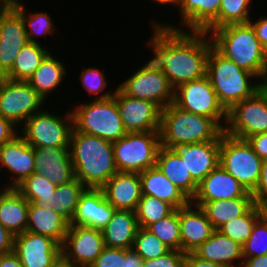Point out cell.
<instances>
[{
  "instance_id": "obj_1",
  "label": "cell",
  "mask_w": 267,
  "mask_h": 267,
  "mask_svg": "<svg viewBox=\"0 0 267 267\" xmlns=\"http://www.w3.org/2000/svg\"><path fill=\"white\" fill-rule=\"evenodd\" d=\"M151 27L153 34L146 44L152 48L154 57L148 62L162 70L174 89L206 76L207 58L213 47L207 32H187L182 26L177 28L156 21Z\"/></svg>"
},
{
  "instance_id": "obj_2",
  "label": "cell",
  "mask_w": 267,
  "mask_h": 267,
  "mask_svg": "<svg viewBox=\"0 0 267 267\" xmlns=\"http://www.w3.org/2000/svg\"><path fill=\"white\" fill-rule=\"evenodd\" d=\"M69 152L75 178L86 188L101 189L118 172L110 141L73 128Z\"/></svg>"
},
{
  "instance_id": "obj_3",
  "label": "cell",
  "mask_w": 267,
  "mask_h": 267,
  "mask_svg": "<svg viewBox=\"0 0 267 267\" xmlns=\"http://www.w3.org/2000/svg\"><path fill=\"white\" fill-rule=\"evenodd\" d=\"M209 35L213 47L225 58L261 78V82L267 78V51L250 23L227 25Z\"/></svg>"
},
{
  "instance_id": "obj_4",
  "label": "cell",
  "mask_w": 267,
  "mask_h": 267,
  "mask_svg": "<svg viewBox=\"0 0 267 267\" xmlns=\"http://www.w3.org/2000/svg\"><path fill=\"white\" fill-rule=\"evenodd\" d=\"M224 130L212 119L178 108L174 103L161 111L159 137L161 146H178L215 141Z\"/></svg>"
},
{
  "instance_id": "obj_5",
  "label": "cell",
  "mask_w": 267,
  "mask_h": 267,
  "mask_svg": "<svg viewBox=\"0 0 267 267\" xmlns=\"http://www.w3.org/2000/svg\"><path fill=\"white\" fill-rule=\"evenodd\" d=\"M208 76L219 102L228 111L235 103L252 97L262 88V82L251 79L254 74L240 68L235 62L225 58L214 47L207 58Z\"/></svg>"
},
{
  "instance_id": "obj_6",
  "label": "cell",
  "mask_w": 267,
  "mask_h": 267,
  "mask_svg": "<svg viewBox=\"0 0 267 267\" xmlns=\"http://www.w3.org/2000/svg\"><path fill=\"white\" fill-rule=\"evenodd\" d=\"M71 110L73 128L88 135L115 142L127 134L114 97L95 99Z\"/></svg>"
},
{
  "instance_id": "obj_7",
  "label": "cell",
  "mask_w": 267,
  "mask_h": 267,
  "mask_svg": "<svg viewBox=\"0 0 267 267\" xmlns=\"http://www.w3.org/2000/svg\"><path fill=\"white\" fill-rule=\"evenodd\" d=\"M118 172L141 173L156 166L159 131L127 132L112 142Z\"/></svg>"
},
{
  "instance_id": "obj_8",
  "label": "cell",
  "mask_w": 267,
  "mask_h": 267,
  "mask_svg": "<svg viewBox=\"0 0 267 267\" xmlns=\"http://www.w3.org/2000/svg\"><path fill=\"white\" fill-rule=\"evenodd\" d=\"M262 161L247 140L221 134L219 164L250 193L259 182Z\"/></svg>"
},
{
  "instance_id": "obj_9",
  "label": "cell",
  "mask_w": 267,
  "mask_h": 267,
  "mask_svg": "<svg viewBox=\"0 0 267 267\" xmlns=\"http://www.w3.org/2000/svg\"><path fill=\"white\" fill-rule=\"evenodd\" d=\"M64 119V120H63ZM21 126L19 132L25 141L33 148L55 147L69 148L73 130L72 112H67L63 118L47 110L35 113Z\"/></svg>"
},
{
  "instance_id": "obj_10",
  "label": "cell",
  "mask_w": 267,
  "mask_h": 267,
  "mask_svg": "<svg viewBox=\"0 0 267 267\" xmlns=\"http://www.w3.org/2000/svg\"><path fill=\"white\" fill-rule=\"evenodd\" d=\"M174 104L187 112L212 118L223 130L226 126L227 110L207 75L179 85L174 90Z\"/></svg>"
},
{
  "instance_id": "obj_11",
  "label": "cell",
  "mask_w": 267,
  "mask_h": 267,
  "mask_svg": "<svg viewBox=\"0 0 267 267\" xmlns=\"http://www.w3.org/2000/svg\"><path fill=\"white\" fill-rule=\"evenodd\" d=\"M224 132L243 140L267 132V93L263 88L252 97L235 103L227 111Z\"/></svg>"
},
{
  "instance_id": "obj_12",
  "label": "cell",
  "mask_w": 267,
  "mask_h": 267,
  "mask_svg": "<svg viewBox=\"0 0 267 267\" xmlns=\"http://www.w3.org/2000/svg\"><path fill=\"white\" fill-rule=\"evenodd\" d=\"M118 88L125 95L151 101L162 110L174 103L175 89L162 70L154 68L149 62L119 84Z\"/></svg>"
},
{
  "instance_id": "obj_13",
  "label": "cell",
  "mask_w": 267,
  "mask_h": 267,
  "mask_svg": "<svg viewBox=\"0 0 267 267\" xmlns=\"http://www.w3.org/2000/svg\"><path fill=\"white\" fill-rule=\"evenodd\" d=\"M45 101L27 81L0 79V116L16 126L42 111Z\"/></svg>"
},
{
  "instance_id": "obj_14",
  "label": "cell",
  "mask_w": 267,
  "mask_h": 267,
  "mask_svg": "<svg viewBox=\"0 0 267 267\" xmlns=\"http://www.w3.org/2000/svg\"><path fill=\"white\" fill-rule=\"evenodd\" d=\"M105 247L100 230L69 226L62 245V262L69 266L89 267Z\"/></svg>"
},
{
  "instance_id": "obj_15",
  "label": "cell",
  "mask_w": 267,
  "mask_h": 267,
  "mask_svg": "<svg viewBox=\"0 0 267 267\" xmlns=\"http://www.w3.org/2000/svg\"><path fill=\"white\" fill-rule=\"evenodd\" d=\"M13 251L23 267H57L62 263V246L45 235L28 231L16 235Z\"/></svg>"
},
{
  "instance_id": "obj_16",
  "label": "cell",
  "mask_w": 267,
  "mask_h": 267,
  "mask_svg": "<svg viewBox=\"0 0 267 267\" xmlns=\"http://www.w3.org/2000/svg\"><path fill=\"white\" fill-rule=\"evenodd\" d=\"M28 43L22 16L8 3L0 5V74L11 69L20 50Z\"/></svg>"
},
{
  "instance_id": "obj_17",
  "label": "cell",
  "mask_w": 267,
  "mask_h": 267,
  "mask_svg": "<svg viewBox=\"0 0 267 267\" xmlns=\"http://www.w3.org/2000/svg\"><path fill=\"white\" fill-rule=\"evenodd\" d=\"M113 97L127 132L159 131L162 109L157 104L125 95L118 87Z\"/></svg>"
},
{
  "instance_id": "obj_18",
  "label": "cell",
  "mask_w": 267,
  "mask_h": 267,
  "mask_svg": "<svg viewBox=\"0 0 267 267\" xmlns=\"http://www.w3.org/2000/svg\"><path fill=\"white\" fill-rule=\"evenodd\" d=\"M34 148L18 133L11 141L0 146V168L12 172L9 185L6 188H16L26 178L35 172ZM16 175V176H15Z\"/></svg>"
},
{
  "instance_id": "obj_19",
  "label": "cell",
  "mask_w": 267,
  "mask_h": 267,
  "mask_svg": "<svg viewBox=\"0 0 267 267\" xmlns=\"http://www.w3.org/2000/svg\"><path fill=\"white\" fill-rule=\"evenodd\" d=\"M115 210L107 201L102 189L86 188L79 197L76 212L69 226H87L102 231Z\"/></svg>"
},
{
  "instance_id": "obj_20",
  "label": "cell",
  "mask_w": 267,
  "mask_h": 267,
  "mask_svg": "<svg viewBox=\"0 0 267 267\" xmlns=\"http://www.w3.org/2000/svg\"><path fill=\"white\" fill-rule=\"evenodd\" d=\"M181 251L194 252L215 231L203 209L191 201L179 208Z\"/></svg>"
},
{
  "instance_id": "obj_21",
  "label": "cell",
  "mask_w": 267,
  "mask_h": 267,
  "mask_svg": "<svg viewBox=\"0 0 267 267\" xmlns=\"http://www.w3.org/2000/svg\"><path fill=\"white\" fill-rule=\"evenodd\" d=\"M234 198H253L220 164L199 184L191 201H215Z\"/></svg>"
},
{
  "instance_id": "obj_22",
  "label": "cell",
  "mask_w": 267,
  "mask_h": 267,
  "mask_svg": "<svg viewBox=\"0 0 267 267\" xmlns=\"http://www.w3.org/2000/svg\"><path fill=\"white\" fill-rule=\"evenodd\" d=\"M220 139L221 135L215 141L186 144L174 148L197 184L219 165Z\"/></svg>"
},
{
  "instance_id": "obj_23",
  "label": "cell",
  "mask_w": 267,
  "mask_h": 267,
  "mask_svg": "<svg viewBox=\"0 0 267 267\" xmlns=\"http://www.w3.org/2000/svg\"><path fill=\"white\" fill-rule=\"evenodd\" d=\"M34 154L35 172L52 183L62 185L75 179L69 148H34Z\"/></svg>"
},
{
  "instance_id": "obj_24",
  "label": "cell",
  "mask_w": 267,
  "mask_h": 267,
  "mask_svg": "<svg viewBox=\"0 0 267 267\" xmlns=\"http://www.w3.org/2000/svg\"><path fill=\"white\" fill-rule=\"evenodd\" d=\"M101 189L116 210L135 211L142 196L139 173L117 172Z\"/></svg>"
},
{
  "instance_id": "obj_25",
  "label": "cell",
  "mask_w": 267,
  "mask_h": 267,
  "mask_svg": "<svg viewBox=\"0 0 267 267\" xmlns=\"http://www.w3.org/2000/svg\"><path fill=\"white\" fill-rule=\"evenodd\" d=\"M220 5L221 0H179L180 25L210 34L219 28Z\"/></svg>"
},
{
  "instance_id": "obj_26",
  "label": "cell",
  "mask_w": 267,
  "mask_h": 267,
  "mask_svg": "<svg viewBox=\"0 0 267 267\" xmlns=\"http://www.w3.org/2000/svg\"><path fill=\"white\" fill-rule=\"evenodd\" d=\"M193 253L203 260L211 261L226 267H242L243 264L242 245L223 235L218 230H215L211 237L201 244Z\"/></svg>"
},
{
  "instance_id": "obj_27",
  "label": "cell",
  "mask_w": 267,
  "mask_h": 267,
  "mask_svg": "<svg viewBox=\"0 0 267 267\" xmlns=\"http://www.w3.org/2000/svg\"><path fill=\"white\" fill-rule=\"evenodd\" d=\"M139 175L142 195L156 197L171 204L175 209H179L191 201L157 166L149 168Z\"/></svg>"
},
{
  "instance_id": "obj_28",
  "label": "cell",
  "mask_w": 267,
  "mask_h": 267,
  "mask_svg": "<svg viewBox=\"0 0 267 267\" xmlns=\"http://www.w3.org/2000/svg\"><path fill=\"white\" fill-rule=\"evenodd\" d=\"M0 190V224L13 236L27 229L29 202L16 188Z\"/></svg>"
},
{
  "instance_id": "obj_29",
  "label": "cell",
  "mask_w": 267,
  "mask_h": 267,
  "mask_svg": "<svg viewBox=\"0 0 267 267\" xmlns=\"http://www.w3.org/2000/svg\"><path fill=\"white\" fill-rule=\"evenodd\" d=\"M69 222L52 208H44L31 202L28 207V223L26 231L45 235L63 245Z\"/></svg>"
},
{
  "instance_id": "obj_30",
  "label": "cell",
  "mask_w": 267,
  "mask_h": 267,
  "mask_svg": "<svg viewBox=\"0 0 267 267\" xmlns=\"http://www.w3.org/2000/svg\"><path fill=\"white\" fill-rule=\"evenodd\" d=\"M138 228L135 211L115 210L112 218L101 231L105 246L131 249Z\"/></svg>"
},
{
  "instance_id": "obj_31",
  "label": "cell",
  "mask_w": 267,
  "mask_h": 267,
  "mask_svg": "<svg viewBox=\"0 0 267 267\" xmlns=\"http://www.w3.org/2000/svg\"><path fill=\"white\" fill-rule=\"evenodd\" d=\"M156 166L190 200L193 199L198 184L192 179L190 171L174 149L161 146L157 154Z\"/></svg>"
},
{
  "instance_id": "obj_32",
  "label": "cell",
  "mask_w": 267,
  "mask_h": 267,
  "mask_svg": "<svg viewBox=\"0 0 267 267\" xmlns=\"http://www.w3.org/2000/svg\"><path fill=\"white\" fill-rule=\"evenodd\" d=\"M191 202L203 209L215 230L230 220L244 215L254 205L253 198Z\"/></svg>"
},
{
  "instance_id": "obj_33",
  "label": "cell",
  "mask_w": 267,
  "mask_h": 267,
  "mask_svg": "<svg viewBox=\"0 0 267 267\" xmlns=\"http://www.w3.org/2000/svg\"><path fill=\"white\" fill-rule=\"evenodd\" d=\"M66 72L64 63L49 52L27 82L46 100L50 93L60 86Z\"/></svg>"
},
{
  "instance_id": "obj_34",
  "label": "cell",
  "mask_w": 267,
  "mask_h": 267,
  "mask_svg": "<svg viewBox=\"0 0 267 267\" xmlns=\"http://www.w3.org/2000/svg\"><path fill=\"white\" fill-rule=\"evenodd\" d=\"M86 187L77 178L69 183L57 185L54 196L49 201L34 202L44 208H52L69 223L71 222L78 205L80 195Z\"/></svg>"
},
{
  "instance_id": "obj_35",
  "label": "cell",
  "mask_w": 267,
  "mask_h": 267,
  "mask_svg": "<svg viewBox=\"0 0 267 267\" xmlns=\"http://www.w3.org/2000/svg\"><path fill=\"white\" fill-rule=\"evenodd\" d=\"M49 53L41 43L28 42L18 53L12 69L4 76L14 81H27Z\"/></svg>"
},
{
  "instance_id": "obj_36",
  "label": "cell",
  "mask_w": 267,
  "mask_h": 267,
  "mask_svg": "<svg viewBox=\"0 0 267 267\" xmlns=\"http://www.w3.org/2000/svg\"><path fill=\"white\" fill-rule=\"evenodd\" d=\"M7 2L22 16L28 42L39 43L40 41H37L39 35H44L45 39L47 34L54 35L55 25L47 11L29 14L20 0H10Z\"/></svg>"
},
{
  "instance_id": "obj_37",
  "label": "cell",
  "mask_w": 267,
  "mask_h": 267,
  "mask_svg": "<svg viewBox=\"0 0 267 267\" xmlns=\"http://www.w3.org/2000/svg\"><path fill=\"white\" fill-rule=\"evenodd\" d=\"M262 216V208L254 204L244 215L225 223L218 231L243 246L250 237L255 223Z\"/></svg>"
},
{
  "instance_id": "obj_38",
  "label": "cell",
  "mask_w": 267,
  "mask_h": 267,
  "mask_svg": "<svg viewBox=\"0 0 267 267\" xmlns=\"http://www.w3.org/2000/svg\"><path fill=\"white\" fill-rule=\"evenodd\" d=\"M145 229L154 234L170 250L181 251L179 209H175L170 215L148 225Z\"/></svg>"
},
{
  "instance_id": "obj_39",
  "label": "cell",
  "mask_w": 267,
  "mask_h": 267,
  "mask_svg": "<svg viewBox=\"0 0 267 267\" xmlns=\"http://www.w3.org/2000/svg\"><path fill=\"white\" fill-rule=\"evenodd\" d=\"M174 210L175 208L165 201L153 196L142 195L135 214L139 227L146 228L148 225L170 215Z\"/></svg>"
},
{
  "instance_id": "obj_40",
  "label": "cell",
  "mask_w": 267,
  "mask_h": 267,
  "mask_svg": "<svg viewBox=\"0 0 267 267\" xmlns=\"http://www.w3.org/2000/svg\"><path fill=\"white\" fill-rule=\"evenodd\" d=\"M56 188V184L36 172L16 187L29 203L49 201L54 196Z\"/></svg>"
},
{
  "instance_id": "obj_41",
  "label": "cell",
  "mask_w": 267,
  "mask_h": 267,
  "mask_svg": "<svg viewBox=\"0 0 267 267\" xmlns=\"http://www.w3.org/2000/svg\"><path fill=\"white\" fill-rule=\"evenodd\" d=\"M132 249L143 259H156L170 251L154 234L139 227Z\"/></svg>"
},
{
  "instance_id": "obj_42",
  "label": "cell",
  "mask_w": 267,
  "mask_h": 267,
  "mask_svg": "<svg viewBox=\"0 0 267 267\" xmlns=\"http://www.w3.org/2000/svg\"><path fill=\"white\" fill-rule=\"evenodd\" d=\"M251 0H221L219 9V28L231 24L249 23ZM250 17V18H249Z\"/></svg>"
},
{
  "instance_id": "obj_43",
  "label": "cell",
  "mask_w": 267,
  "mask_h": 267,
  "mask_svg": "<svg viewBox=\"0 0 267 267\" xmlns=\"http://www.w3.org/2000/svg\"><path fill=\"white\" fill-rule=\"evenodd\" d=\"M243 247V261L267 254V219L262 216L254 225Z\"/></svg>"
},
{
  "instance_id": "obj_44",
  "label": "cell",
  "mask_w": 267,
  "mask_h": 267,
  "mask_svg": "<svg viewBox=\"0 0 267 267\" xmlns=\"http://www.w3.org/2000/svg\"><path fill=\"white\" fill-rule=\"evenodd\" d=\"M104 71L99 68L86 67L80 73V80L82 86L88 91L90 95H94V99H107L114 95L115 91H103L108 85V80L104 76ZM103 91V93H102ZM100 94V95H98ZM102 94V95H101Z\"/></svg>"
},
{
  "instance_id": "obj_45",
  "label": "cell",
  "mask_w": 267,
  "mask_h": 267,
  "mask_svg": "<svg viewBox=\"0 0 267 267\" xmlns=\"http://www.w3.org/2000/svg\"><path fill=\"white\" fill-rule=\"evenodd\" d=\"M126 249L105 246L89 267H125Z\"/></svg>"
},
{
  "instance_id": "obj_46",
  "label": "cell",
  "mask_w": 267,
  "mask_h": 267,
  "mask_svg": "<svg viewBox=\"0 0 267 267\" xmlns=\"http://www.w3.org/2000/svg\"><path fill=\"white\" fill-rule=\"evenodd\" d=\"M185 252L170 250L156 259L143 260V267H184Z\"/></svg>"
},
{
  "instance_id": "obj_47",
  "label": "cell",
  "mask_w": 267,
  "mask_h": 267,
  "mask_svg": "<svg viewBox=\"0 0 267 267\" xmlns=\"http://www.w3.org/2000/svg\"><path fill=\"white\" fill-rule=\"evenodd\" d=\"M251 195L254 204L258 207L267 205V160L262 161L259 182Z\"/></svg>"
},
{
  "instance_id": "obj_48",
  "label": "cell",
  "mask_w": 267,
  "mask_h": 267,
  "mask_svg": "<svg viewBox=\"0 0 267 267\" xmlns=\"http://www.w3.org/2000/svg\"><path fill=\"white\" fill-rule=\"evenodd\" d=\"M246 140L262 160H267V132L250 136Z\"/></svg>"
},
{
  "instance_id": "obj_49",
  "label": "cell",
  "mask_w": 267,
  "mask_h": 267,
  "mask_svg": "<svg viewBox=\"0 0 267 267\" xmlns=\"http://www.w3.org/2000/svg\"><path fill=\"white\" fill-rule=\"evenodd\" d=\"M18 132L17 126L10 120L0 116V146L11 141Z\"/></svg>"
},
{
  "instance_id": "obj_50",
  "label": "cell",
  "mask_w": 267,
  "mask_h": 267,
  "mask_svg": "<svg viewBox=\"0 0 267 267\" xmlns=\"http://www.w3.org/2000/svg\"><path fill=\"white\" fill-rule=\"evenodd\" d=\"M249 23L254 28L257 39L267 51V17H261L255 22L250 20Z\"/></svg>"
},
{
  "instance_id": "obj_51",
  "label": "cell",
  "mask_w": 267,
  "mask_h": 267,
  "mask_svg": "<svg viewBox=\"0 0 267 267\" xmlns=\"http://www.w3.org/2000/svg\"><path fill=\"white\" fill-rule=\"evenodd\" d=\"M14 236L0 224V255L13 251Z\"/></svg>"
},
{
  "instance_id": "obj_52",
  "label": "cell",
  "mask_w": 267,
  "mask_h": 267,
  "mask_svg": "<svg viewBox=\"0 0 267 267\" xmlns=\"http://www.w3.org/2000/svg\"><path fill=\"white\" fill-rule=\"evenodd\" d=\"M184 267H226L211 261L203 260L197 257L193 252L186 253Z\"/></svg>"
},
{
  "instance_id": "obj_53",
  "label": "cell",
  "mask_w": 267,
  "mask_h": 267,
  "mask_svg": "<svg viewBox=\"0 0 267 267\" xmlns=\"http://www.w3.org/2000/svg\"><path fill=\"white\" fill-rule=\"evenodd\" d=\"M0 267H23L14 251L0 255Z\"/></svg>"
},
{
  "instance_id": "obj_54",
  "label": "cell",
  "mask_w": 267,
  "mask_h": 267,
  "mask_svg": "<svg viewBox=\"0 0 267 267\" xmlns=\"http://www.w3.org/2000/svg\"><path fill=\"white\" fill-rule=\"evenodd\" d=\"M125 267H143V259L132 248L126 249Z\"/></svg>"
},
{
  "instance_id": "obj_55",
  "label": "cell",
  "mask_w": 267,
  "mask_h": 267,
  "mask_svg": "<svg viewBox=\"0 0 267 267\" xmlns=\"http://www.w3.org/2000/svg\"><path fill=\"white\" fill-rule=\"evenodd\" d=\"M242 267H267V254L245 259Z\"/></svg>"
},
{
  "instance_id": "obj_56",
  "label": "cell",
  "mask_w": 267,
  "mask_h": 267,
  "mask_svg": "<svg viewBox=\"0 0 267 267\" xmlns=\"http://www.w3.org/2000/svg\"><path fill=\"white\" fill-rule=\"evenodd\" d=\"M154 1V3L157 2V4H161V5H165V4H170V5H174L175 7L178 6L179 0H152Z\"/></svg>"
},
{
  "instance_id": "obj_57",
  "label": "cell",
  "mask_w": 267,
  "mask_h": 267,
  "mask_svg": "<svg viewBox=\"0 0 267 267\" xmlns=\"http://www.w3.org/2000/svg\"><path fill=\"white\" fill-rule=\"evenodd\" d=\"M262 214L267 219V205L262 207Z\"/></svg>"
},
{
  "instance_id": "obj_58",
  "label": "cell",
  "mask_w": 267,
  "mask_h": 267,
  "mask_svg": "<svg viewBox=\"0 0 267 267\" xmlns=\"http://www.w3.org/2000/svg\"><path fill=\"white\" fill-rule=\"evenodd\" d=\"M262 88L266 91L267 93V78L262 82Z\"/></svg>"
},
{
  "instance_id": "obj_59",
  "label": "cell",
  "mask_w": 267,
  "mask_h": 267,
  "mask_svg": "<svg viewBox=\"0 0 267 267\" xmlns=\"http://www.w3.org/2000/svg\"><path fill=\"white\" fill-rule=\"evenodd\" d=\"M57 267H66V264H64L63 262L60 264V265H58Z\"/></svg>"
},
{
  "instance_id": "obj_60",
  "label": "cell",
  "mask_w": 267,
  "mask_h": 267,
  "mask_svg": "<svg viewBox=\"0 0 267 267\" xmlns=\"http://www.w3.org/2000/svg\"><path fill=\"white\" fill-rule=\"evenodd\" d=\"M66 267H84V266H69V265H66Z\"/></svg>"
}]
</instances>
